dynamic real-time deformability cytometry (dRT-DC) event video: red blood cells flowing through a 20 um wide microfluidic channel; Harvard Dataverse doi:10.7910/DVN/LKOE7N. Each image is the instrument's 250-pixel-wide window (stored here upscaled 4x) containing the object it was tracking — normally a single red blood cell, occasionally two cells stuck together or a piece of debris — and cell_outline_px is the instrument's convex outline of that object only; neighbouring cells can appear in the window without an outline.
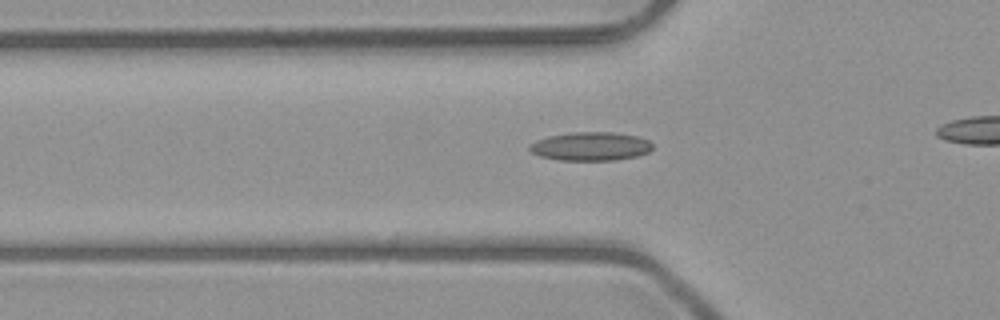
{"species": "common noctule bat (a hibernating species)", "species_latin": "Nyctalus noctula", "temperature_condition": "room temperature", "stored_images_in_passage": 41, "camera_frame_rate_fps": 3000, "um_per_image_px": 0.085, "animal": {"sex": "male", "body_mass_g": 23.1, "forearm_length_mm": 52.7}, "frame": {"image": 1, "passage_image": 17, "time_ms": 5.333, "image_size_px": [1000, 320], "cell_outline_px": [[652, 148], [648, 152], [636, 156], [616, 160], [560, 160], [540, 156], [532, 152], [528, 148], [528, 144], [536, 140], [548, 136], [572, 132], [612, 132], [636, 136], [648, 140], [652, 144]], "centroid_in_image_um": [50.17, 12.43], "position_along_channel_um": 75.6, "area_um2": 20.46}}
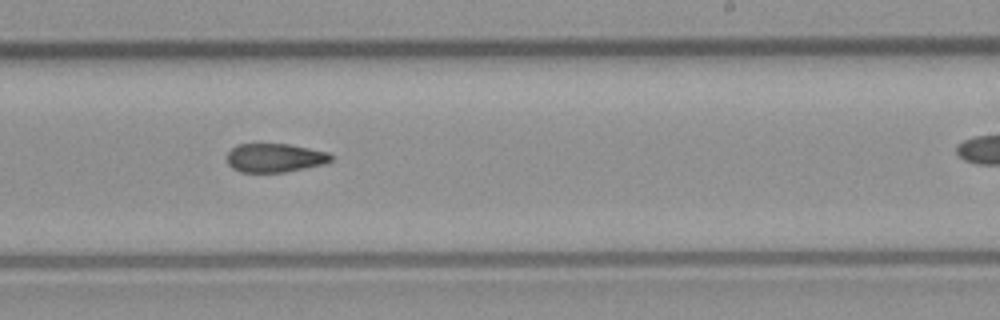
{"frame": {"image": 2, "passage_image": 31, "time_ms": 10.0, "image_size_px": [1000, 320], "cell_outline_px": [[332, 160], [324, 164], [284, 172], [240, 172], [232, 168], [228, 164], [228, 152], [236, 144], [288, 144], [328, 152], [332, 156]], "centroid_in_image_um": [23.35, 13.41], "position_along_channel_um": 265.7, "area_um2": 17.34}}
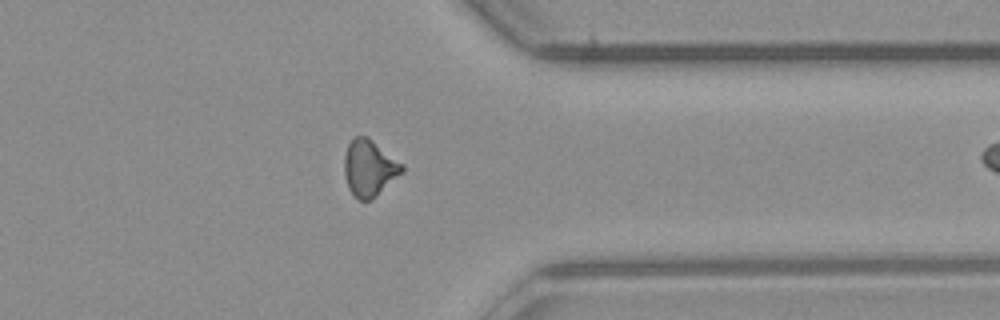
{"frame": {"image": 3, "passage_image": 40, "time_ms": 13.0, "image_size_px": [1000, 320], "cell_outline_px": [[404, 172], [372, 200], [360, 200], [348, 188], [344, 176], [344, 156], [348, 144], [352, 136], [368, 136], [404, 164]], "centroid_in_image_um": [31.4, 14.26], "position_along_channel_um": 380.0, "area_um2": 19.31}}